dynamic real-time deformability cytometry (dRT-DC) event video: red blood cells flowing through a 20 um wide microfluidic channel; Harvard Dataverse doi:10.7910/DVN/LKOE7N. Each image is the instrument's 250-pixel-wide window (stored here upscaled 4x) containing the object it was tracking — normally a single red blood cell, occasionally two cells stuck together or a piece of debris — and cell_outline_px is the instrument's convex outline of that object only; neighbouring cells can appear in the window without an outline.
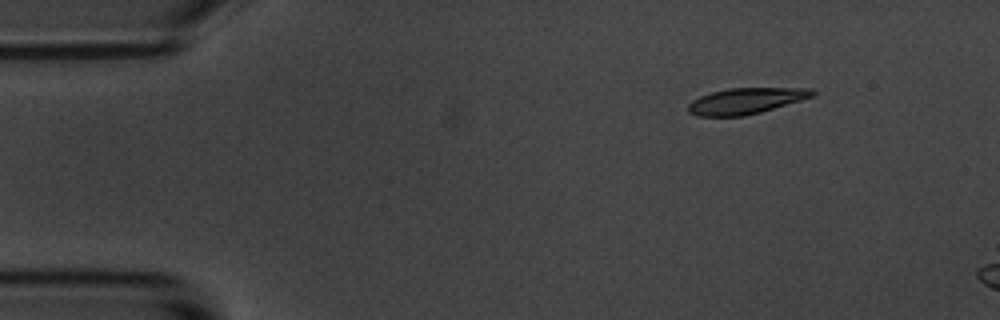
{"species": "common noctule bat (a hibernating species)", "species_latin": "Nyctalus noctula", "temperature_condition": "room temperature", "stored_images_in_passage": 4, "camera_frame_rate_fps": 3000, "um_per_image_px": 0.085, "animal": {"sex": "male", "body_mass_g": 20.1, "forearm_length_mm": 53.5}, "frame": {"image": 1, "passage_image": 2, "time_ms": 1.333, "image_size_px": [1000, 320], "cell_outline_px": [[816, 92], [812, 96], [800, 100], [760, 112], [744, 116], [696, 116], [688, 112], [688, 104], [692, 100], [700, 96], [712, 92], [732, 88], [812, 88]], "centroid_in_image_um": [63.36, 8.58], "position_along_channel_um": 21.6, "area_um2": 18.61}}